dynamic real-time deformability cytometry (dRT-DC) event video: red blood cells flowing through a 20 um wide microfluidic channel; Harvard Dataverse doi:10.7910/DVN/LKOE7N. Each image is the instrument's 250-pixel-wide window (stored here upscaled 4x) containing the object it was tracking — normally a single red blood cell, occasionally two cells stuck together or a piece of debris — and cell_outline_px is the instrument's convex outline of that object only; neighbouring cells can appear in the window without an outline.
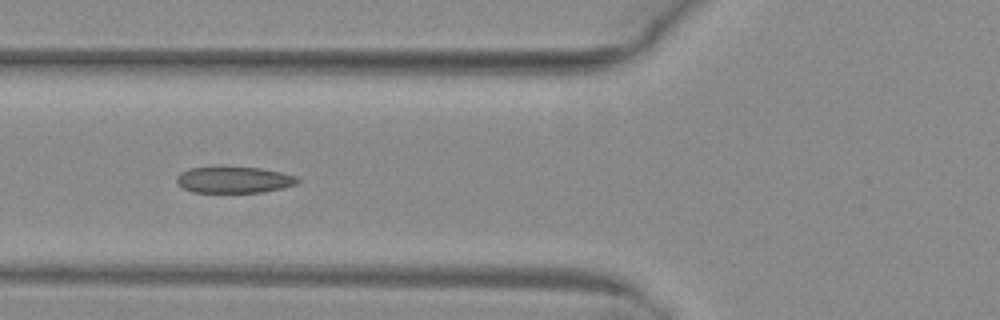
{"species": "common noctule bat (a hibernating species)", "species_latin": "Nyctalus noctula", "temperature_condition": "warm", "stored_images_in_passage": 7, "camera_frame_rate_fps": 3000, "um_per_image_px": 0.085, "animal": {"sex": "female", "body_mass_g": 29.2, "forearm_length_mm": 56.3}, "frame": {"image": 1, "passage_image": 5, "time_ms": 1.333, "image_size_px": [1000, 320], "cell_outline_px": [[300, 180], [296, 184], [284, 188], [264, 192], [192, 192], [184, 188], [176, 180], [176, 176], [180, 172], [188, 168], [260, 168], [280, 172], [296, 176]], "centroid_in_image_um": [19.91, 15.3], "position_along_channel_um": 105.9, "area_um2": 18.26}}
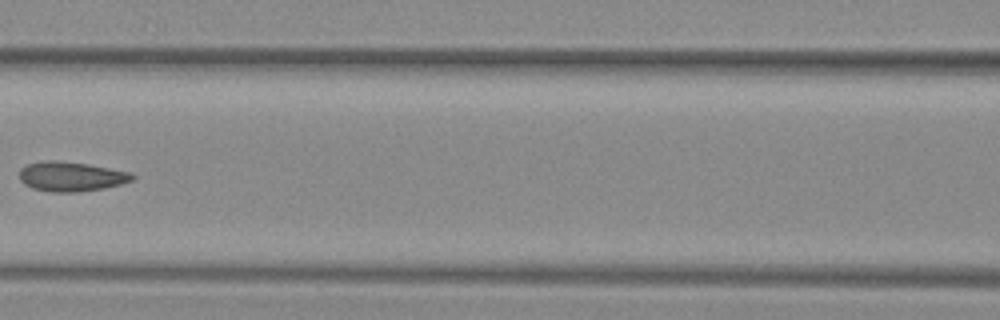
{"frame": {"image": 2, "passage_image": 6, "time_ms": 1.667, "image_size_px": [1000, 320], "cell_outline_px": [[136, 176], [132, 180], [120, 184], [104, 188], [76, 192], [52, 192], [32, 188], [24, 184], [20, 180], [20, 168], [28, 164], [44, 160], [48, 160], [88, 164], [132, 172]], "centroid_in_image_um": [6.05, 15.0], "position_along_channel_um": 160.6, "area_um2": 19.42}}
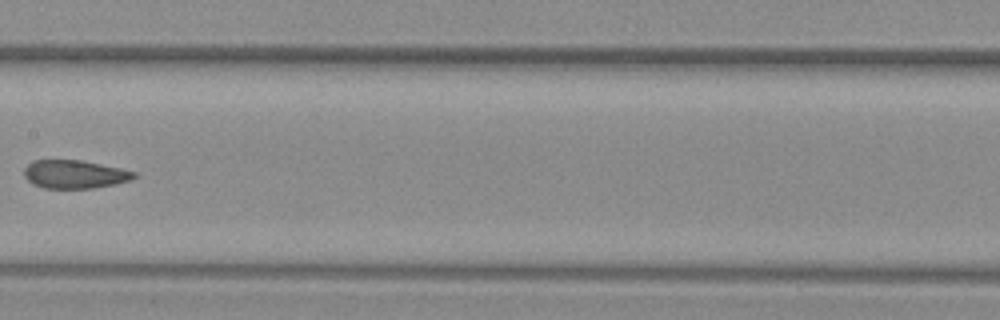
{"frame": {"image": 3, "passage_image": 7, "time_ms": 2.0, "image_size_px": [1000, 320], "cell_outline_px": [[136, 176], [132, 180], [116, 184], [92, 188], [44, 188], [32, 184], [24, 176], [24, 168], [32, 160], [80, 160], [120, 168], [136, 172]], "centroid_in_image_um": [6.34, 14.81], "position_along_channel_um": 201.1, "area_um2": 18.15}}